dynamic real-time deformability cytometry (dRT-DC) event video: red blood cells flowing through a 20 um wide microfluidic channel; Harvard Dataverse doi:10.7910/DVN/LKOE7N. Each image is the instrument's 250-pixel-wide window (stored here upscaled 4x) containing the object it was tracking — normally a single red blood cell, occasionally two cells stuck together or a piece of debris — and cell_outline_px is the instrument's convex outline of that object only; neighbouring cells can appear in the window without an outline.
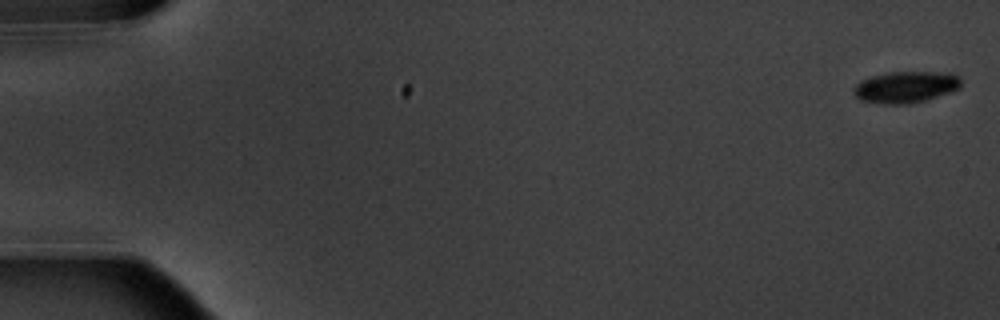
{"species": "common noctule bat (a hibernating species)", "species_latin": "Nyctalus noctula", "temperature_condition": "warm", "stored_images_in_passage": 4, "camera_frame_rate_fps": 3000, "um_per_image_px": 0.085, "animal": {"sex": "male", "body_mass_g": 20.1, "forearm_length_mm": 53.5}, "frame": {"image": 1, "passage_image": 1, "time_ms": 0.0, "image_size_px": [1000, 320], "cell_outline_px": [[960, 88], [924, 100], [908, 104], [884, 104], [860, 100], [852, 92], [852, 88], [860, 80], [872, 76], [888, 72], [948, 72], [960, 76]], "centroid_in_image_um": [76.94, 7.39], "position_along_channel_um": 8.1, "area_um2": 19.71}}